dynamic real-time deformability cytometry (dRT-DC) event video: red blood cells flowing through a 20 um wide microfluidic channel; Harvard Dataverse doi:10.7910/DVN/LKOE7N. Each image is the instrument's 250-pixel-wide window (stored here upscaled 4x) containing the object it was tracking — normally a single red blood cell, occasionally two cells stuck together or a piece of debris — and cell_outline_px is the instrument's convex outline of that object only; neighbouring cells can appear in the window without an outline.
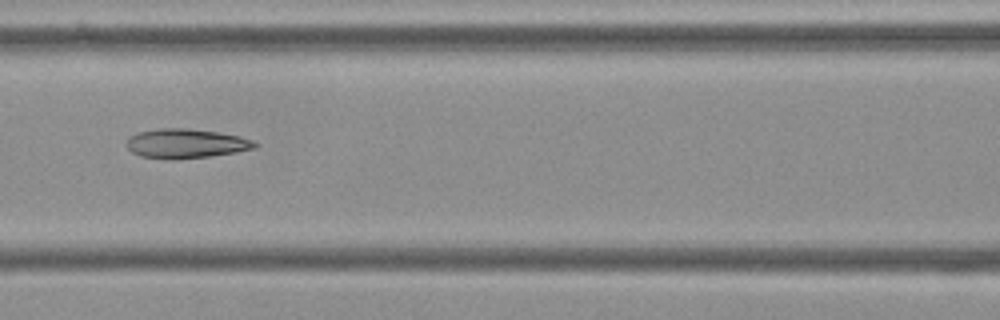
{"species": "Egyptian fruit bat (a non-hibernating species)", "species_latin": "Rousettus aegyptiacus", "temperature_condition": "cold", "stored_images_in_passage": 11, "camera_frame_rate_fps": 3000, "um_per_image_px": 0.085, "frame": {"image": 1, "passage_image": 7, "time_ms": 2.0, "image_size_px": [1000, 320], "cell_outline_px": [[260, 144], [256, 148], [236, 152], [208, 156], [172, 160], [140, 156], [132, 152], [124, 144], [128, 136], [136, 132], [156, 128], [188, 128], [216, 132], [240, 136], [252, 140]], "centroid_in_image_um": [15.75, 12.19], "position_along_channel_um": 150.8, "area_um2": 22.25}}
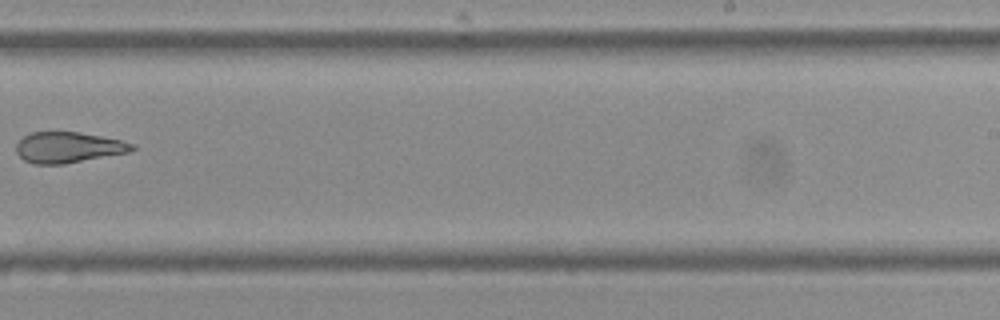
{"frame": {"image": 2, "passage_image": 10, "time_ms": 3.0, "image_size_px": [1000, 320], "cell_outline_px": [[136, 148], [132, 152], [64, 164], [32, 164], [24, 160], [16, 152], [16, 144], [24, 136], [32, 132], [80, 132], [120, 140], [132, 144]], "centroid_in_image_um": [5.8, 12.54], "position_along_channel_um": 283.2, "area_um2": 20.81}}
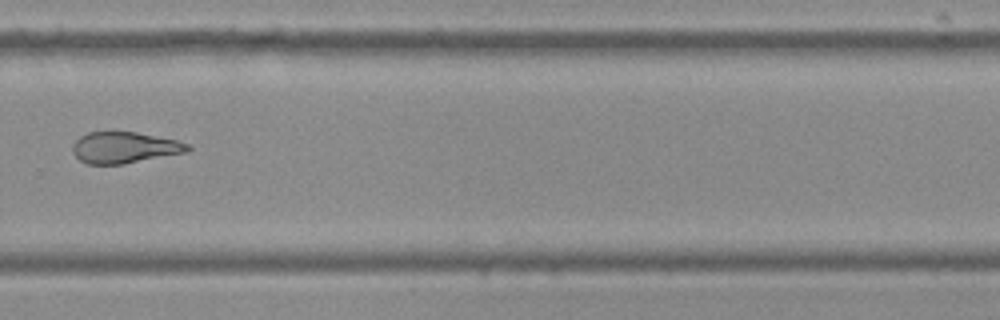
{"frame": {"image": 3, "passage_image": 11, "time_ms": 3.333, "image_size_px": [1000, 320], "cell_outline_px": [[192, 148], [188, 152], [124, 164], [88, 164], [80, 160], [72, 152], [72, 144], [80, 136], [88, 132], [136, 132], [176, 140], [188, 144]], "centroid_in_image_um": [10.58, 12.55], "position_along_channel_um": 319.2, "area_um2": 20.98}}